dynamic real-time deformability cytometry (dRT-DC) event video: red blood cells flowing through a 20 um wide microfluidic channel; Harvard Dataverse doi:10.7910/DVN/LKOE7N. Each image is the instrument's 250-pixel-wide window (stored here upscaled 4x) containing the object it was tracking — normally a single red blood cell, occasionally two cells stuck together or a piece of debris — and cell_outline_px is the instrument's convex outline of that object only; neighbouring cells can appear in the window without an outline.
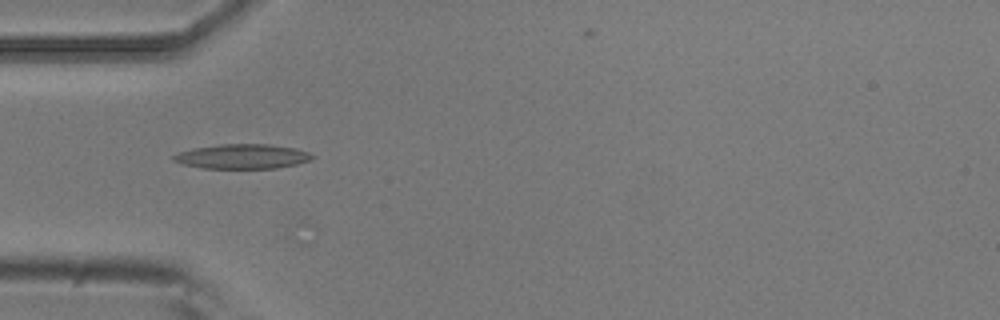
{"species": "common noctule bat (a hibernating species)", "species_latin": "Nyctalus noctula", "temperature_condition": "room temperature", "stored_images_in_passage": 8, "camera_frame_rate_fps": 3000, "um_per_image_px": 0.085, "animal": {"sex": "male", "body_mass_g": 20.5, "forearm_length_mm": 52.5}, "frame": {"image": 1, "passage_image": 5, "time_ms": 1.333, "image_size_px": [1000, 320], "cell_outline_px": [[316, 156], [312, 160], [296, 164], [276, 168], [204, 168], [184, 164], [172, 160], [172, 156], [180, 152], [192, 148], [220, 144], [268, 144], [296, 148], [308, 152]], "centroid_in_image_um": [20.63, 13.29], "position_along_channel_um": 64.4, "area_um2": 19.88}}
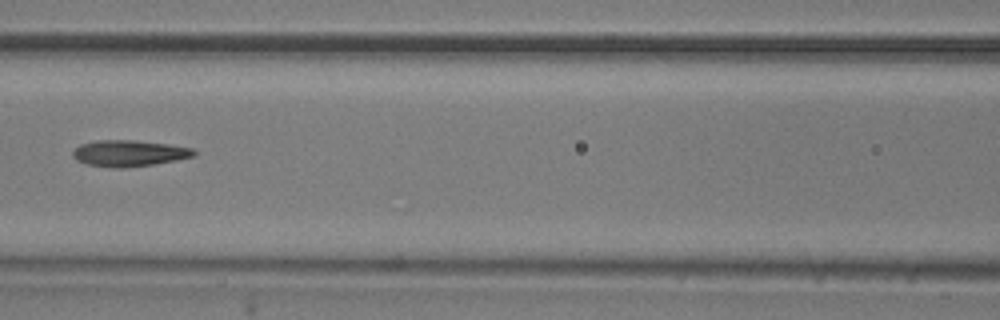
{"frame": {"image": 2, "passage_image": 7, "time_ms": 2.0, "image_size_px": [1000, 320], "cell_outline_px": [[196, 156], [176, 160], [152, 164], [120, 168], [112, 168], [88, 164], [76, 160], [72, 156], [72, 152], [80, 144], [96, 140], [132, 140], [168, 144], [192, 148], [196, 152]], "centroid_in_image_um": [10.96, 13.02], "position_along_channel_um": 155.6, "area_um2": 18.44}}
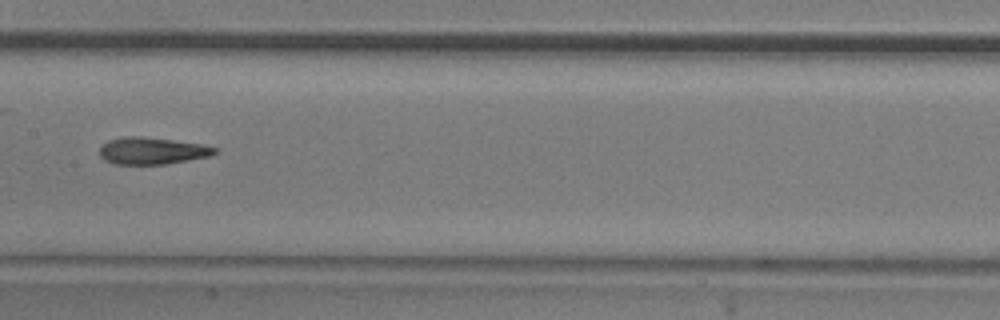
{"frame": {"image": 3, "passage_image": 8, "time_ms": 2.333, "image_size_px": [1000, 320], "cell_outline_px": [[220, 152], [208, 156], [168, 164], [112, 164], [104, 160], [100, 156], [100, 148], [108, 140], [124, 136], [140, 136], [204, 144], [216, 148]], "centroid_in_image_um": [12.93, 12.82], "position_along_channel_um": 194.5, "area_um2": 18.15}}